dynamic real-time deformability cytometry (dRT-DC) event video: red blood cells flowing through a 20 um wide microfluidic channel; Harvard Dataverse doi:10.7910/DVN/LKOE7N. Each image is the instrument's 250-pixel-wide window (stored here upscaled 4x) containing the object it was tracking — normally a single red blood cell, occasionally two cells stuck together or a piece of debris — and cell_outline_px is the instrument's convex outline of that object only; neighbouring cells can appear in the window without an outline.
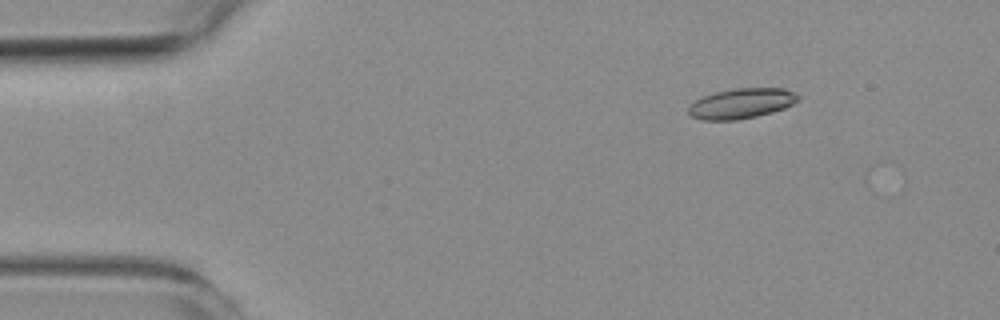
{"species": "common noctule bat (a hibernating species)", "species_latin": "Nyctalus noctula", "temperature_condition": "room temperature", "stored_images_in_passage": 3, "camera_frame_rate_fps": 3000, "um_per_image_px": 0.085, "animal": {"sex": "female", "body_mass_g": 19.3, "forearm_length_mm": 54.1}, "frame": {"image": 1, "passage_image": 2, "time_ms": 1.333, "image_size_px": [1000, 320], "cell_outline_px": [[800, 100], [784, 108], [772, 112], [756, 116], [736, 120], [704, 120], [692, 116], [688, 112], [688, 108], [696, 100], [704, 96], [716, 92], [736, 88], [784, 88], [796, 92], [800, 96]], "centroid_in_image_um": [63.07, 8.78], "position_along_channel_um": 21.9, "area_um2": 19.19}}